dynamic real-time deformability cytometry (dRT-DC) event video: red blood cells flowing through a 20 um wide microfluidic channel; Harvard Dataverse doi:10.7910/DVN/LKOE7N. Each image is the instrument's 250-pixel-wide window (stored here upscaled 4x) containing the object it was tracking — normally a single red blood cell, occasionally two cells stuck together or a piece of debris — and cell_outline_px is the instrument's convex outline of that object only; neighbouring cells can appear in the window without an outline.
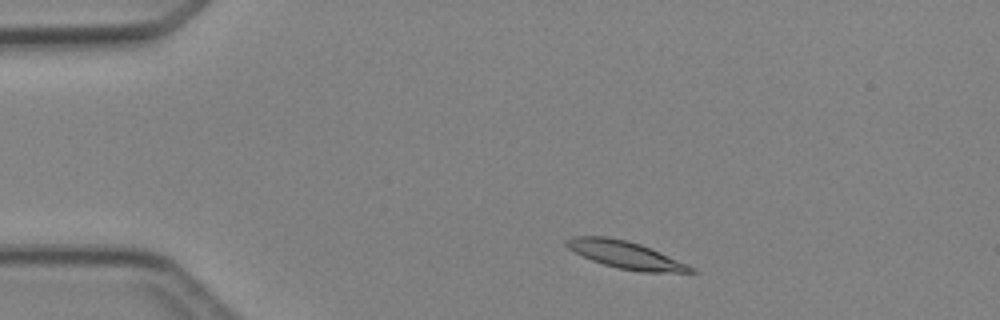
{"species": "Egyptian fruit bat (a non-hibernating species)", "species_latin": "Rousettus aegyptiacus", "temperature_condition": "cold", "stored_images_in_passage": 2, "camera_frame_rate_fps": 3000, "um_per_image_px": 0.085, "animal": {"sex": "female"}, "frame": {"image": 1, "passage_image": 1, "time_ms": 0.0, "image_size_px": [1000, 320], "cell_outline_px": [[696, 272], [640, 272], [616, 268], [592, 260], [568, 248], [564, 244], [564, 240], [572, 236], [608, 236], [628, 240], [652, 248], [688, 264], [696, 268]], "centroid_in_image_um": [53.19, 21.65], "position_along_channel_um": 31.8, "area_um2": 20.0}}